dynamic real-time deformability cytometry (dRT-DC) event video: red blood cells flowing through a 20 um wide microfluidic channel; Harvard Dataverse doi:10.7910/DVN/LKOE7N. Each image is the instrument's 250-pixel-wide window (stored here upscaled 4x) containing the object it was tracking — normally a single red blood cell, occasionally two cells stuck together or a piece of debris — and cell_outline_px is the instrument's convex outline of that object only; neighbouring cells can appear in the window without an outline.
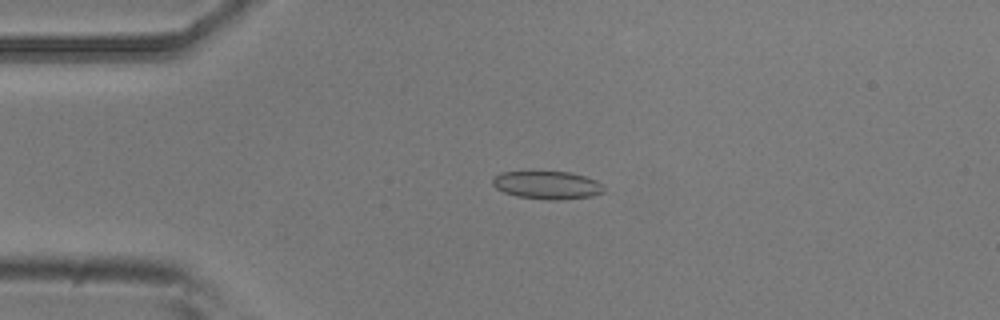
{"species": "common noctule bat (a hibernating species)", "species_latin": "Nyctalus noctula", "temperature_condition": "room temperature", "stored_images_in_passage": 49, "camera_frame_rate_fps": 3000, "um_per_image_px": 0.085, "animal": {"sex": "male", "body_mass_g": 20.5, "forearm_length_mm": 52.5}, "frame": {"image": 1, "passage_image": 7, "time_ms": 2.0, "image_size_px": [1000, 320], "cell_outline_px": [[604, 192], [592, 196], [560, 200], [548, 200], [516, 196], [504, 192], [496, 188], [492, 184], [492, 180], [500, 172], [568, 172], [584, 176], [596, 180], [604, 184]], "centroid_in_image_um": [46.54, 15.74], "position_along_channel_um": 38.5, "area_um2": 18.15}}
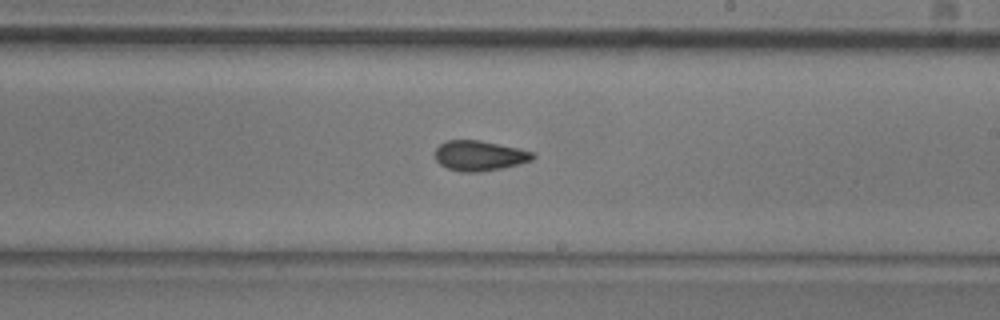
{"frame": {"image": 2, "passage_image": 26, "time_ms": 8.333, "image_size_px": [1000, 320], "cell_outline_px": [[536, 156], [532, 160], [520, 164], [504, 168], [480, 172], [460, 172], [448, 168], [440, 164], [436, 160], [436, 148], [440, 144], [448, 140], [480, 140], [520, 148], [536, 152]], "centroid_in_image_um": [40.81, 13.23], "position_along_channel_um": 248.2, "area_um2": 17.4}}
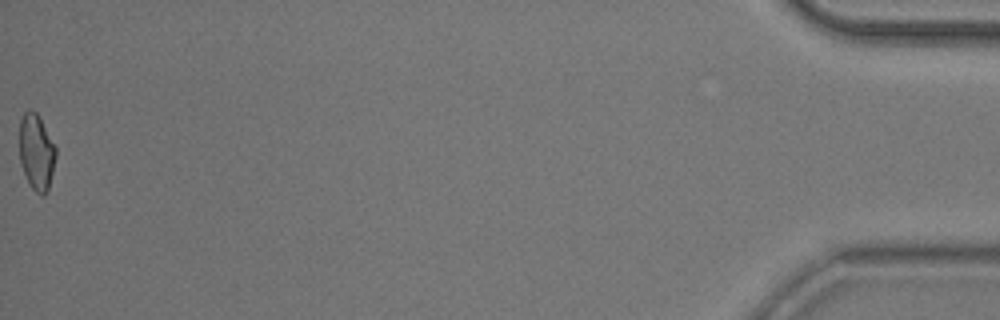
{"frame": {"image": 3, "passage_image": 49, "time_ms": 16.0, "image_size_px": [1000, 320], "cell_outline_px": [[56, 156], [48, 188], [44, 196], [40, 196], [32, 188], [24, 172], [20, 160], [20, 120], [24, 112], [28, 108], [32, 108], [36, 112], [56, 148]], "centroid_in_image_um": [3.09, 12.91], "position_along_channel_um": 432.1, "area_um2": 15.84}, "authors_computed_cell_mechanics": {"area_um2": 16.9932, "velocity_mm_per_s": 3.7293, "shape_relaxation_time_tau1_ms": null, "shape_relaxation_time_tau2_ms": 2.1224, "deformation_change_tau1": null, "deformation_change_tau2": 0.0854}}